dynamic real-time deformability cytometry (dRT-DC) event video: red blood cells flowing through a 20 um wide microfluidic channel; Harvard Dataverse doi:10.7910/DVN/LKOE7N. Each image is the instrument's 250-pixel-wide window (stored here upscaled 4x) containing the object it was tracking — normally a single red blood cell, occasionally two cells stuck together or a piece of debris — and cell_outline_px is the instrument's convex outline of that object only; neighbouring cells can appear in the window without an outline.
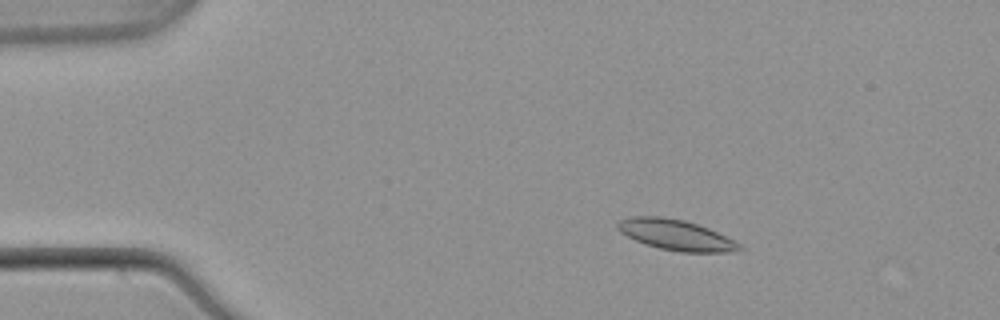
{"species": "common noctule bat (a hibernating species)", "species_latin": "Nyctalus noctula", "temperature_condition": "warm", "stored_images_in_passage": 54, "camera_frame_rate_fps": 3000, "um_per_image_px": 0.085, "animal": {"sex": "male", "body_mass_g": 21.5, "forearm_length_mm": 52.0}, "frame": {"image": 1, "passage_image": 9, "time_ms": 2.667, "image_size_px": [1000, 320], "cell_outline_px": [[744, 248], [732, 252], [680, 252], [660, 248], [644, 244], [620, 232], [616, 228], [616, 224], [620, 220], [632, 216], [660, 216], [684, 220], [708, 228], [736, 240]], "centroid_in_image_um": [57.47, 19.97], "position_along_channel_um": 27.5, "area_um2": 21.73}}
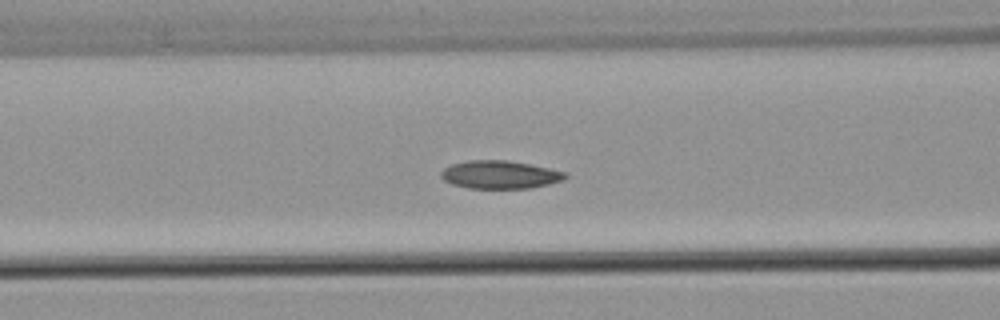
{"frame": {"image": 2, "passage_image": 22, "time_ms": 7.0, "image_size_px": [1000, 320], "cell_outline_px": [[568, 176], [564, 180], [532, 188], [468, 188], [452, 184], [444, 180], [440, 176], [440, 172], [444, 168], [452, 164], [468, 160], [508, 160], [568, 172]], "centroid_in_image_um": [42.5, 14.84], "position_along_channel_um": 124.1, "area_um2": 20.35}}
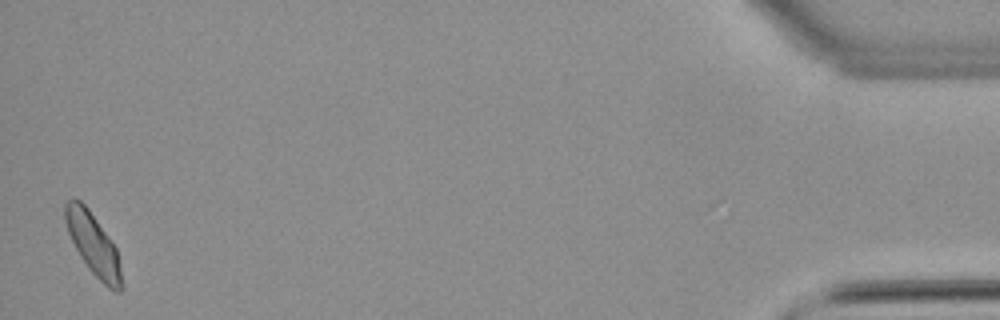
{"frame": {"image": 3, "passage_image": 53, "time_ms": 17.333, "image_size_px": [1000, 320], "cell_outline_px": [[120, 292], [116, 292], [108, 288], [88, 268], [80, 256], [68, 232], [64, 220], [64, 204], [72, 196], [80, 200], [88, 208], [116, 248], [120, 268]], "centroid_in_image_um": [7.87, 20.7], "position_along_channel_um": 427.3, "area_um2": 19.83}, "authors_computed_cell_mechanics": {"area_um2": 20.23, "velocity_mm_per_s": 3.8198, "shape_relaxation_time_tau1_ms": 6.6044, "shape_relaxation_time_tau2_ms": 7.2233, "deformation_change_tau1": 0.1046, "deformation_change_tau2": 0.1252}}